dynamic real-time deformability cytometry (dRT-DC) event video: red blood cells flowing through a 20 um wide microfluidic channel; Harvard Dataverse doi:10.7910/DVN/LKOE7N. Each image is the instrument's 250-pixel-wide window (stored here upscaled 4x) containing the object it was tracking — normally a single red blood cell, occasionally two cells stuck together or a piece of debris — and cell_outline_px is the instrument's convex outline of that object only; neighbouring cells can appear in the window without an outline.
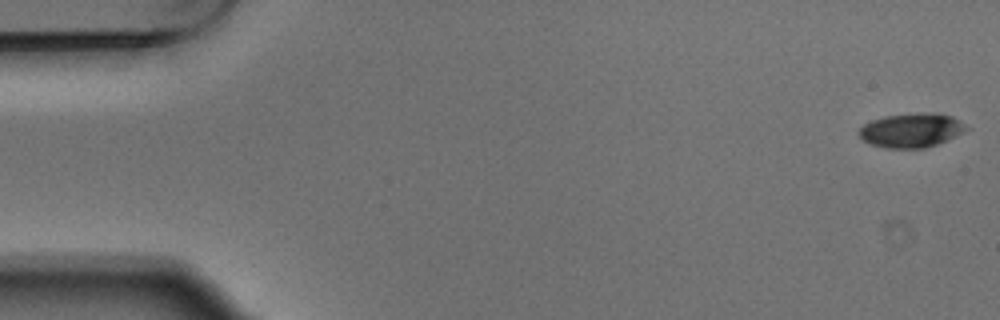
{"species": "Egyptian fruit bat (a non-hibernating species)", "species_latin": "Rousettus aegyptiacus", "temperature_condition": "warm", "stored_images_in_passage": 5, "camera_frame_rate_fps": 3000, "um_per_image_px": 0.085, "animal": {"sex": "male"}, "frame": {"image": 1, "passage_image": 1, "time_ms": 0.0, "image_size_px": [1000, 320], "cell_outline_px": [[972, 128], [964, 132], [936, 144], [924, 148], [884, 148], [872, 144], [864, 140], [860, 136], [860, 128], [864, 124], [872, 120], [884, 116], [916, 112], [936, 112], [952, 116], [960, 120]], "centroid_in_image_um": [77.52, 11.05], "position_along_channel_um": 7.5, "area_um2": 21.5}}
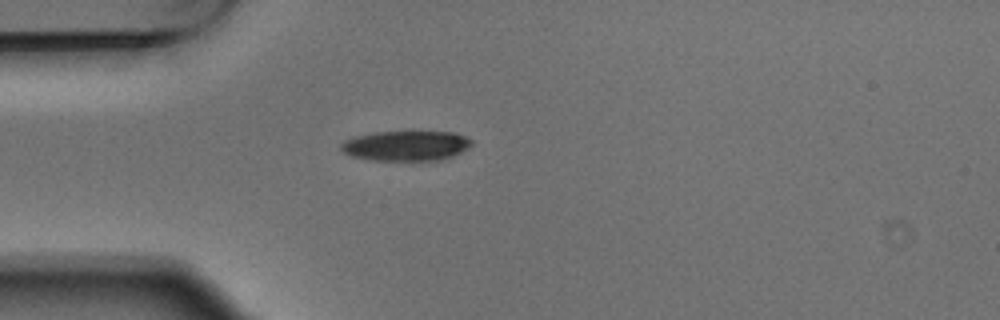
{"frame": {"image": 2, "passage_image": 5, "time_ms": 1.333, "image_size_px": [1000, 320], "cell_outline_px": [[472, 144], [468, 148], [444, 160], [372, 160], [352, 156], [344, 152], [340, 148], [340, 144], [344, 140], [356, 136], [376, 132], [456, 132], [472, 140]], "centroid_in_image_um": [34.52, 12.39], "position_along_channel_um": 50.5, "area_um2": 22.77}}